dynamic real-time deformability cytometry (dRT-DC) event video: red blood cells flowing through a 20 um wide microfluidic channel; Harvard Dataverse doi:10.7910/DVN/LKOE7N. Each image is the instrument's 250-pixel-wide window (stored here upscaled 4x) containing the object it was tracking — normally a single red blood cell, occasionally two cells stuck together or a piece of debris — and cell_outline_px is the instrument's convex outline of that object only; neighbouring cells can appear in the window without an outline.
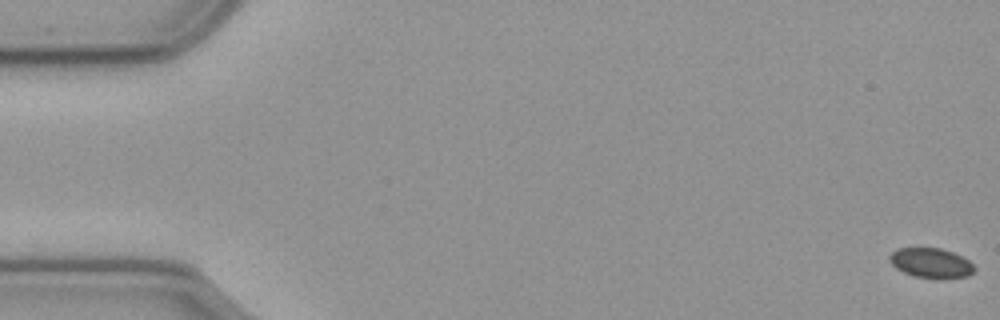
{"species": "common noctule bat (a hibernating species)", "species_latin": "Nyctalus noctula", "temperature_condition": "cold", "stored_images_in_passage": 59, "camera_frame_rate_fps": 3000, "um_per_image_px": 0.085, "animal": {"sex": "male", "body_mass_g": 23.1, "forearm_length_mm": 52.7}, "frame": {"image": 1, "passage_image": 1, "time_ms": 0.0, "image_size_px": [1000, 320], "cell_outline_px": [[976, 268], [968, 276], [940, 280], [936, 280], [912, 276], [896, 268], [892, 264], [888, 256], [896, 248], [940, 248], [952, 252], [968, 260]], "centroid_in_image_um": [79.13, 22.38], "position_along_channel_um": 5.9, "area_um2": 14.97}}
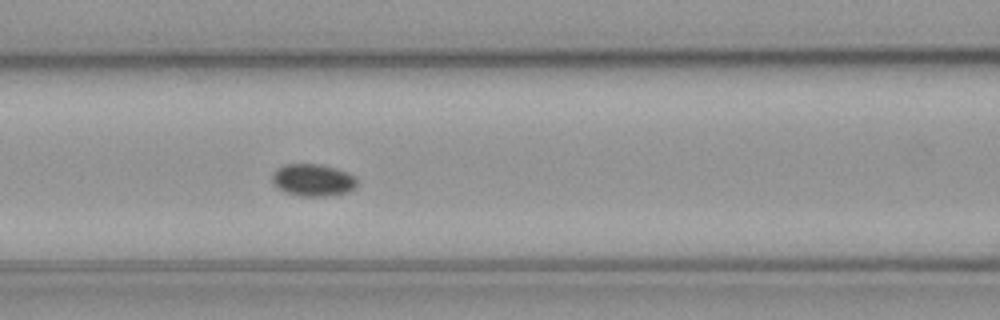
{"frame": {"image": 2, "passage_image": 25, "time_ms": 8.0, "image_size_px": [1000, 320], "cell_outline_px": [[356, 188], [348, 192], [324, 196], [300, 196], [284, 192], [276, 188], [272, 180], [272, 176], [276, 168], [284, 164], [316, 164], [336, 168], [352, 176], [356, 180]], "centroid_in_image_um": [26.55, 15.31], "position_along_channel_um": 140.1, "area_um2": 15.84}}
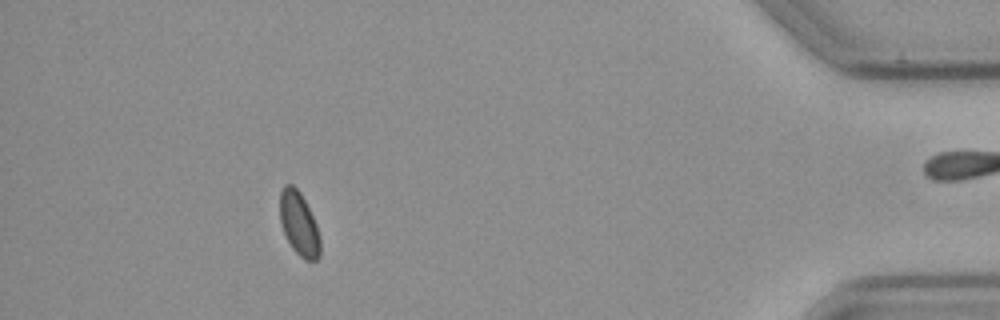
{"frame": {"image": 3, "passage_image": 53, "time_ms": 17.333, "image_size_px": [1000, 320], "cell_outline_px": [[320, 256], [316, 260], [304, 260], [292, 248], [280, 224], [280, 192], [284, 184], [292, 184], [300, 192], [316, 224], [320, 236]], "centroid_in_image_um": [25.41, 19.03], "position_along_channel_um": 409.8, "area_um2": 14.85}}